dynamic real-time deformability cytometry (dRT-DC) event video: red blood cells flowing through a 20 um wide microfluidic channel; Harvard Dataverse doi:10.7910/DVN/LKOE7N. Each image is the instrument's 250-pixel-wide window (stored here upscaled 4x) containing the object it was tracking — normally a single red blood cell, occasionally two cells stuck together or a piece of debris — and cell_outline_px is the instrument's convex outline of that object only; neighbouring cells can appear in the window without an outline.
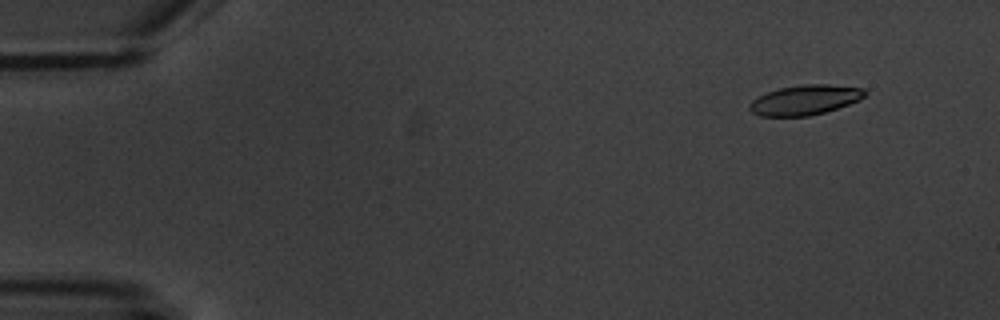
{"species": "common noctule bat (a hibernating species)", "species_latin": "Nyctalus noctula", "temperature_condition": "warm", "stored_images_in_passage": 7, "camera_frame_rate_fps": 3000, "um_per_image_px": 0.085, "animal": {"sex": "male", "body_mass_g": 20.1, "forearm_length_mm": 53.5}, "frame": {"image": 1, "passage_image": 1, "time_ms": 0.0, "image_size_px": [1000, 320], "cell_outline_px": [[868, 92], [860, 100], [824, 112], [808, 116], [760, 116], [752, 112], [748, 108], [748, 104], [752, 100], [768, 92], [780, 88], [804, 84], [828, 84], [864, 88]], "centroid_in_image_um": [68.43, 8.49], "position_along_channel_um": 16.6, "area_um2": 20.0}}
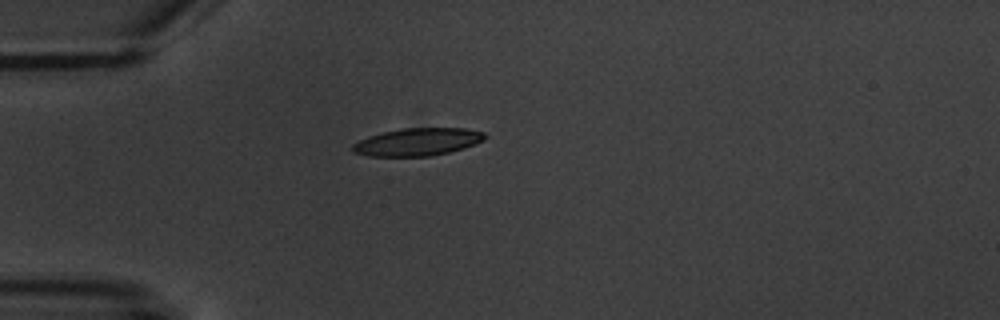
{"frame": {"image": 2, "passage_image": 4, "time_ms": 3.667, "image_size_px": [1000, 320], "cell_outline_px": [[488, 136], [484, 140], [476, 144], [464, 148], [432, 156], [368, 156], [352, 152], [352, 144], [368, 136], [384, 132], [404, 128], [464, 128], [484, 132]], "centroid_in_image_um": [35.51, 12.06], "position_along_channel_um": 49.5, "area_um2": 21.33}}